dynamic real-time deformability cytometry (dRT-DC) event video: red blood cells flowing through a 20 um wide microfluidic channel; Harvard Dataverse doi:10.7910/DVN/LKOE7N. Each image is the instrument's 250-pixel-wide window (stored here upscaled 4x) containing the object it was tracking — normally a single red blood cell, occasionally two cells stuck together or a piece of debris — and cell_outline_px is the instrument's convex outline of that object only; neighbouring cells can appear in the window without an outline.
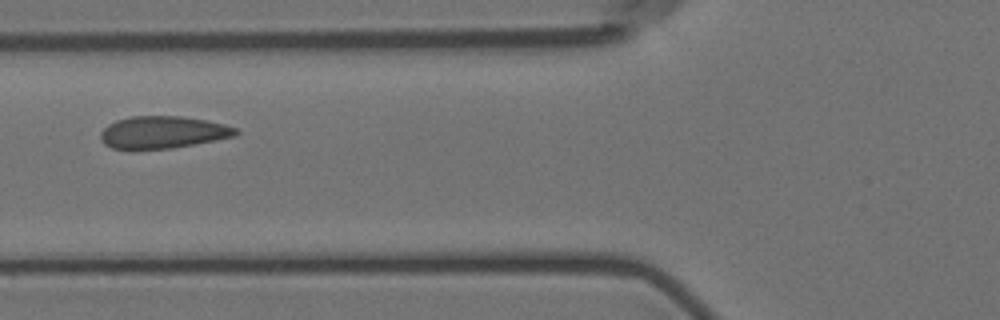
{"species": "Egyptian fruit bat (a non-hibernating species)", "species_latin": "Rousettus aegyptiacus", "temperature_condition": "room temperature", "stored_images_in_passage": 6, "camera_frame_rate_fps": 3000, "um_per_image_px": 0.085, "animal": {"sex": "female"}, "frame": {"image": 1, "passage_image": 5, "time_ms": 4.667, "image_size_px": [1000, 320], "cell_outline_px": [[240, 132], [236, 136], [216, 140], [172, 148], [132, 152], [112, 148], [104, 144], [100, 140], [100, 132], [108, 124], [116, 120], [132, 116], [180, 116], [204, 120], [224, 124], [236, 128]], "centroid_in_image_um": [13.77, 11.28], "position_along_channel_um": 112.0, "area_um2": 26.07}}
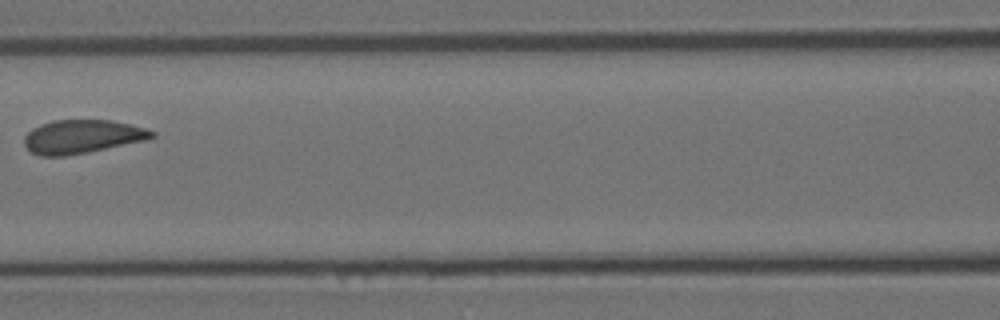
{"frame": {"image": 2, "passage_image": 6, "time_ms": 6.0, "image_size_px": [1000, 320], "cell_outline_px": [[156, 136], [144, 140], [88, 152], [64, 156], [40, 156], [32, 152], [24, 144], [24, 136], [32, 128], [40, 124], [52, 120], [112, 120], [144, 128], [156, 132]], "centroid_in_image_um": [6.95, 11.6], "position_along_channel_um": 159.7, "area_um2": 24.8}}